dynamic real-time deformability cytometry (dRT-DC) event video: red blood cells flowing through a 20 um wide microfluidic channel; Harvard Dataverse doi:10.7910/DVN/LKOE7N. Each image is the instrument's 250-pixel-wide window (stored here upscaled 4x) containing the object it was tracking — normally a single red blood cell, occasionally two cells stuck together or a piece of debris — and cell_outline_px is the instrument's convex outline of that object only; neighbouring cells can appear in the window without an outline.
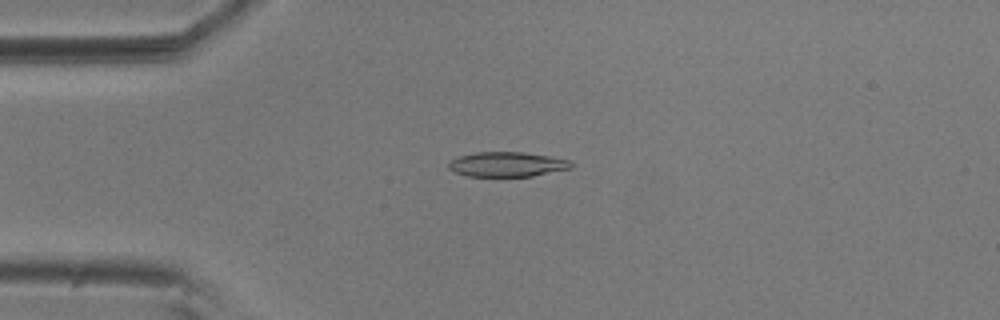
{"species": "common noctule bat (a hibernating species)", "species_latin": "Nyctalus noctula", "temperature_condition": "room temperature", "stored_images_in_passage": 35, "camera_frame_rate_fps": 3000, "um_per_image_px": 0.085, "animal": {"sex": "male", "body_mass_g": 20.5, "forearm_length_mm": 52.5}, "frame": {"image": 1, "passage_image": 1, "time_ms": 0.0, "image_size_px": [1000, 320], "cell_outline_px": [[572, 168], [532, 176], [468, 176], [456, 172], [448, 168], [448, 164], [452, 160], [460, 156], [476, 152], [524, 152], [548, 156], [568, 160], [572, 164]], "centroid_in_image_um": [43.1, 13.97], "position_along_channel_um": 41.9, "area_um2": 17.46}}
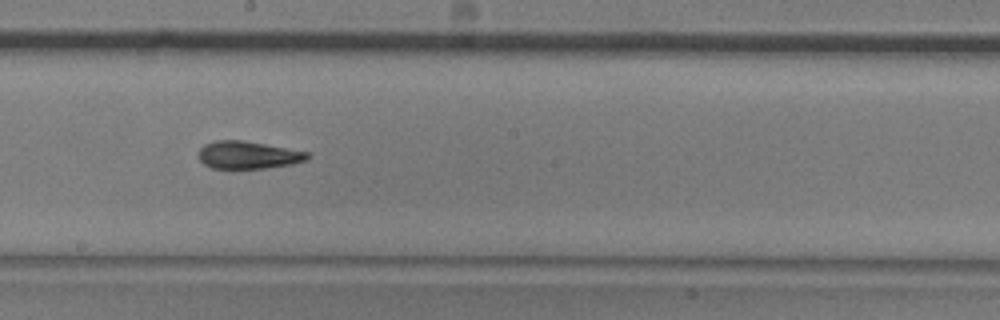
{"frame": {"image": 2, "passage_image": 18, "time_ms": 5.667, "image_size_px": [1000, 320], "cell_outline_px": [[312, 156], [308, 160], [292, 164], [264, 168], [212, 168], [204, 164], [200, 160], [196, 152], [204, 144], [216, 140], [244, 140], [312, 152]], "centroid_in_image_um": [21.13, 13.16], "position_along_channel_um": 227.1, "area_um2": 17.86}}
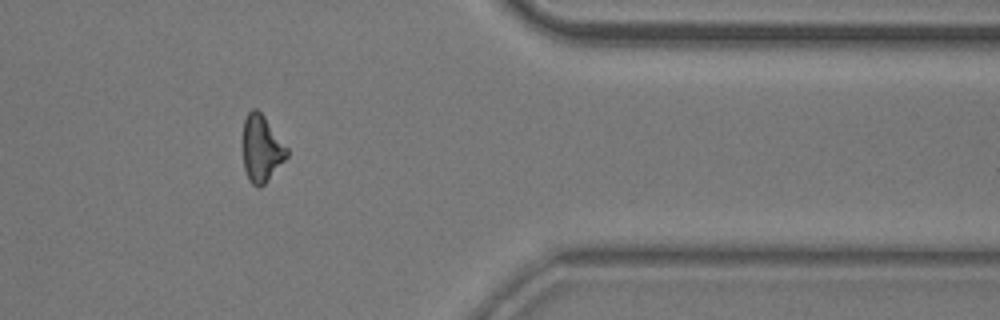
{"frame": {"image": 3, "passage_image": 33, "time_ms": 10.667, "image_size_px": [1000, 320], "cell_outline_px": [[288, 156], [264, 184], [260, 188], [256, 188], [248, 180], [244, 168], [240, 140], [244, 120], [248, 112], [252, 108], [256, 108], [264, 116], [288, 148]], "centroid_in_image_um": [22.17, 12.63], "position_along_channel_um": 389.2, "area_um2": 17.63}, "authors_computed_cell_mechanics": {"area_um2": 17.8024, "velocity_mm_per_s": 3.6414, "shape_relaxation_time_tau1_ms": 3.8825, "shape_relaxation_time_tau2_ms": 4.0149, "deformation_change_tau1": 0.1416, "deformation_change_tau2": 0.1103}}